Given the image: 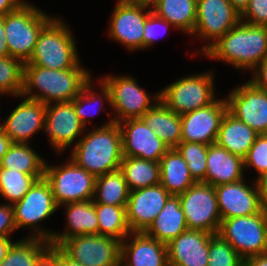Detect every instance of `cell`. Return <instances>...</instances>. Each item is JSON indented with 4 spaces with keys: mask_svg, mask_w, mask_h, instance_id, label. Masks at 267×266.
<instances>
[{
    "mask_svg": "<svg viewBox=\"0 0 267 266\" xmlns=\"http://www.w3.org/2000/svg\"><path fill=\"white\" fill-rule=\"evenodd\" d=\"M140 119L169 148H175L181 142V115L171 111L160 100Z\"/></svg>",
    "mask_w": 267,
    "mask_h": 266,
    "instance_id": "obj_29",
    "label": "cell"
},
{
    "mask_svg": "<svg viewBox=\"0 0 267 266\" xmlns=\"http://www.w3.org/2000/svg\"><path fill=\"white\" fill-rule=\"evenodd\" d=\"M17 230L14 222V208L12 204L0 205V237H10L11 232Z\"/></svg>",
    "mask_w": 267,
    "mask_h": 266,
    "instance_id": "obj_44",
    "label": "cell"
},
{
    "mask_svg": "<svg viewBox=\"0 0 267 266\" xmlns=\"http://www.w3.org/2000/svg\"><path fill=\"white\" fill-rule=\"evenodd\" d=\"M25 0H0V16L15 11Z\"/></svg>",
    "mask_w": 267,
    "mask_h": 266,
    "instance_id": "obj_47",
    "label": "cell"
},
{
    "mask_svg": "<svg viewBox=\"0 0 267 266\" xmlns=\"http://www.w3.org/2000/svg\"><path fill=\"white\" fill-rule=\"evenodd\" d=\"M64 207H66V229L62 233L54 232L50 245L58 247L65 239L77 235H99L98 218L92 200L71 202Z\"/></svg>",
    "mask_w": 267,
    "mask_h": 266,
    "instance_id": "obj_25",
    "label": "cell"
},
{
    "mask_svg": "<svg viewBox=\"0 0 267 266\" xmlns=\"http://www.w3.org/2000/svg\"><path fill=\"white\" fill-rule=\"evenodd\" d=\"M110 119L75 141L69 157L96 178L120 169L123 159L121 131L114 118Z\"/></svg>",
    "mask_w": 267,
    "mask_h": 266,
    "instance_id": "obj_2",
    "label": "cell"
},
{
    "mask_svg": "<svg viewBox=\"0 0 267 266\" xmlns=\"http://www.w3.org/2000/svg\"><path fill=\"white\" fill-rule=\"evenodd\" d=\"M21 103L11 111L0 128L9 136L12 143L29 144L38 131H44L46 104L23 97Z\"/></svg>",
    "mask_w": 267,
    "mask_h": 266,
    "instance_id": "obj_21",
    "label": "cell"
},
{
    "mask_svg": "<svg viewBox=\"0 0 267 266\" xmlns=\"http://www.w3.org/2000/svg\"><path fill=\"white\" fill-rule=\"evenodd\" d=\"M12 144L9 136L0 128V163Z\"/></svg>",
    "mask_w": 267,
    "mask_h": 266,
    "instance_id": "obj_51",
    "label": "cell"
},
{
    "mask_svg": "<svg viewBox=\"0 0 267 266\" xmlns=\"http://www.w3.org/2000/svg\"><path fill=\"white\" fill-rule=\"evenodd\" d=\"M264 205L267 207V171L255 179Z\"/></svg>",
    "mask_w": 267,
    "mask_h": 266,
    "instance_id": "obj_49",
    "label": "cell"
},
{
    "mask_svg": "<svg viewBox=\"0 0 267 266\" xmlns=\"http://www.w3.org/2000/svg\"><path fill=\"white\" fill-rule=\"evenodd\" d=\"M243 266H267V253L244 259Z\"/></svg>",
    "mask_w": 267,
    "mask_h": 266,
    "instance_id": "obj_50",
    "label": "cell"
},
{
    "mask_svg": "<svg viewBox=\"0 0 267 266\" xmlns=\"http://www.w3.org/2000/svg\"><path fill=\"white\" fill-rule=\"evenodd\" d=\"M52 18L27 1L6 14L5 34L9 56L27 62L33 54L40 32Z\"/></svg>",
    "mask_w": 267,
    "mask_h": 266,
    "instance_id": "obj_5",
    "label": "cell"
},
{
    "mask_svg": "<svg viewBox=\"0 0 267 266\" xmlns=\"http://www.w3.org/2000/svg\"><path fill=\"white\" fill-rule=\"evenodd\" d=\"M85 126L74 109L73 101L46 105L44 132L51 146L61 153L72 147L75 139L83 134Z\"/></svg>",
    "mask_w": 267,
    "mask_h": 266,
    "instance_id": "obj_17",
    "label": "cell"
},
{
    "mask_svg": "<svg viewBox=\"0 0 267 266\" xmlns=\"http://www.w3.org/2000/svg\"><path fill=\"white\" fill-rule=\"evenodd\" d=\"M130 190L123 172L118 169L95 180L93 202L113 206H127Z\"/></svg>",
    "mask_w": 267,
    "mask_h": 266,
    "instance_id": "obj_33",
    "label": "cell"
},
{
    "mask_svg": "<svg viewBox=\"0 0 267 266\" xmlns=\"http://www.w3.org/2000/svg\"><path fill=\"white\" fill-rule=\"evenodd\" d=\"M178 196L188 230H200L215 235L218 233L221 215L214 186L196 182Z\"/></svg>",
    "mask_w": 267,
    "mask_h": 266,
    "instance_id": "obj_11",
    "label": "cell"
},
{
    "mask_svg": "<svg viewBox=\"0 0 267 266\" xmlns=\"http://www.w3.org/2000/svg\"><path fill=\"white\" fill-rule=\"evenodd\" d=\"M123 146V157H135L159 162L170 149L140 118L118 123Z\"/></svg>",
    "mask_w": 267,
    "mask_h": 266,
    "instance_id": "obj_18",
    "label": "cell"
},
{
    "mask_svg": "<svg viewBox=\"0 0 267 266\" xmlns=\"http://www.w3.org/2000/svg\"><path fill=\"white\" fill-rule=\"evenodd\" d=\"M49 247L47 240L24 237L11 244L0 266H34Z\"/></svg>",
    "mask_w": 267,
    "mask_h": 266,
    "instance_id": "obj_34",
    "label": "cell"
},
{
    "mask_svg": "<svg viewBox=\"0 0 267 266\" xmlns=\"http://www.w3.org/2000/svg\"><path fill=\"white\" fill-rule=\"evenodd\" d=\"M225 99L231 115L258 134H267V92L248 80L231 90Z\"/></svg>",
    "mask_w": 267,
    "mask_h": 266,
    "instance_id": "obj_14",
    "label": "cell"
},
{
    "mask_svg": "<svg viewBox=\"0 0 267 266\" xmlns=\"http://www.w3.org/2000/svg\"><path fill=\"white\" fill-rule=\"evenodd\" d=\"M188 230L185 214L179 196L171 195L162 211L145 233L166 245L181 233Z\"/></svg>",
    "mask_w": 267,
    "mask_h": 266,
    "instance_id": "obj_26",
    "label": "cell"
},
{
    "mask_svg": "<svg viewBox=\"0 0 267 266\" xmlns=\"http://www.w3.org/2000/svg\"><path fill=\"white\" fill-rule=\"evenodd\" d=\"M99 81L110 92V105L117 113L113 117L115 123L140 118L159 101V92L151 98L132 76L106 75ZM151 99L155 101L154 104Z\"/></svg>",
    "mask_w": 267,
    "mask_h": 266,
    "instance_id": "obj_10",
    "label": "cell"
},
{
    "mask_svg": "<svg viewBox=\"0 0 267 266\" xmlns=\"http://www.w3.org/2000/svg\"><path fill=\"white\" fill-rule=\"evenodd\" d=\"M150 7L119 0L111 15L109 37L129 51L143 49L144 27Z\"/></svg>",
    "mask_w": 267,
    "mask_h": 266,
    "instance_id": "obj_15",
    "label": "cell"
},
{
    "mask_svg": "<svg viewBox=\"0 0 267 266\" xmlns=\"http://www.w3.org/2000/svg\"><path fill=\"white\" fill-rule=\"evenodd\" d=\"M215 234L186 230L167 244L169 266H208L210 240Z\"/></svg>",
    "mask_w": 267,
    "mask_h": 266,
    "instance_id": "obj_22",
    "label": "cell"
},
{
    "mask_svg": "<svg viewBox=\"0 0 267 266\" xmlns=\"http://www.w3.org/2000/svg\"><path fill=\"white\" fill-rule=\"evenodd\" d=\"M258 135L255 130L227 111L222 119L216 143L244 159Z\"/></svg>",
    "mask_w": 267,
    "mask_h": 266,
    "instance_id": "obj_27",
    "label": "cell"
},
{
    "mask_svg": "<svg viewBox=\"0 0 267 266\" xmlns=\"http://www.w3.org/2000/svg\"><path fill=\"white\" fill-rule=\"evenodd\" d=\"M38 179L20 171L0 168V197L14 204L20 201Z\"/></svg>",
    "mask_w": 267,
    "mask_h": 266,
    "instance_id": "obj_36",
    "label": "cell"
},
{
    "mask_svg": "<svg viewBox=\"0 0 267 266\" xmlns=\"http://www.w3.org/2000/svg\"><path fill=\"white\" fill-rule=\"evenodd\" d=\"M13 208L17 229L28 227L32 229L29 237L51 242L54 231H46L38 224L54 214L59 207L55 203L51 186L44 177L37 180L24 197L13 204Z\"/></svg>",
    "mask_w": 267,
    "mask_h": 266,
    "instance_id": "obj_8",
    "label": "cell"
},
{
    "mask_svg": "<svg viewBox=\"0 0 267 266\" xmlns=\"http://www.w3.org/2000/svg\"><path fill=\"white\" fill-rule=\"evenodd\" d=\"M253 167L258 177L267 171V134H259L244 158V168Z\"/></svg>",
    "mask_w": 267,
    "mask_h": 266,
    "instance_id": "obj_41",
    "label": "cell"
},
{
    "mask_svg": "<svg viewBox=\"0 0 267 266\" xmlns=\"http://www.w3.org/2000/svg\"><path fill=\"white\" fill-rule=\"evenodd\" d=\"M160 184L174 196L183 194L196 181L192 178L187 162L176 148H170L160 159Z\"/></svg>",
    "mask_w": 267,
    "mask_h": 266,
    "instance_id": "obj_28",
    "label": "cell"
},
{
    "mask_svg": "<svg viewBox=\"0 0 267 266\" xmlns=\"http://www.w3.org/2000/svg\"><path fill=\"white\" fill-rule=\"evenodd\" d=\"M24 62L18 58L0 57V94L21 98Z\"/></svg>",
    "mask_w": 267,
    "mask_h": 266,
    "instance_id": "obj_38",
    "label": "cell"
},
{
    "mask_svg": "<svg viewBox=\"0 0 267 266\" xmlns=\"http://www.w3.org/2000/svg\"><path fill=\"white\" fill-rule=\"evenodd\" d=\"M9 56V48L6 43L5 16H0V57Z\"/></svg>",
    "mask_w": 267,
    "mask_h": 266,
    "instance_id": "obj_48",
    "label": "cell"
},
{
    "mask_svg": "<svg viewBox=\"0 0 267 266\" xmlns=\"http://www.w3.org/2000/svg\"><path fill=\"white\" fill-rule=\"evenodd\" d=\"M170 196L161 184L130 191L126 206V221L130 231L145 232Z\"/></svg>",
    "mask_w": 267,
    "mask_h": 266,
    "instance_id": "obj_20",
    "label": "cell"
},
{
    "mask_svg": "<svg viewBox=\"0 0 267 266\" xmlns=\"http://www.w3.org/2000/svg\"><path fill=\"white\" fill-rule=\"evenodd\" d=\"M246 258L267 253V207L260 213L221 220L217 233Z\"/></svg>",
    "mask_w": 267,
    "mask_h": 266,
    "instance_id": "obj_6",
    "label": "cell"
},
{
    "mask_svg": "<svg viewBox=\"0 0 267 266\" xmlns=\"http://www.w3.org/2000/svg\"><path fill=\"white\" fill-rule=\"evenodd\" d=\"M58 248L83 266H120L121 241L103 235H77Z\"/></svg>",
    "mask_w": 267,
    "mask_h": 266,
    "instance_id": "obj_12",
    "label": "cell"
},
{
    "mask_svg": "<svg viewBox=\"0 0 267 266\" xmlns=\"http://www.w3.org/2000/svg\"><path fill=\"white\" fill-rule=\"evenodd\" d=\"M130 234L121 242L120 266H169L165 243L145 232ZM128 237L132 238L130 242Z\"/></svg>",
    "mask_w": 267,
    "mask_h": 266,
    "instance_id": "obj_23",
    "label": "cell"
},
{
    "mask_svg": "<svg viewBox=\"0 0 267 266\" xmlns=\"http://www.w3.org/2000/svg\"><path fill=\"white\" fill-rule=\"evenodd\" d=\"M175 148L187 162L192 178L203 182L206 178L208 145L181 141Z\"/></svg>",
    "mask_w": 267,
    "mask_h": 266,
    "instance_id": "obj_39",
    "label": "cell"
},
{
    "mask_svg": "<svg viewBox=\"0 0 267 266\" xmlns=\"http://www.w3.org/2000/svg\"><path fill=\"white\" fill-rule=\"evenodd\" d=\"M196 6L197 0H157L151 9L174 28L192 35L196 23Z\"/></svg>",
    "mask_w": 267,
    "mask_h": 266,
    "instance_id": "obj_30",
    "label": "cell"
},
{
    "mask_svg": "<svg viewBox=\"0 0 267 266\" xmlns=\"http://www.w3.org/2000/svg\"><path fill=\"white\" fill-rule=\"evenodd\" d=\"M98 83H100V94L97 92H94V89H92L94 82H92V79H90L82 88L78 96L73 100L74 109L76 111L77 116L79 117L82 124L87 128L88 122L89 124L92 122L89 120V117L94 115L92 112L96 111V114L101 111L103 106V100L106 99V102L110 105V92L108 88L105 86V84L98 80ZM98 95V96H97ZM97 103H100V108H95V111L92 110V107L94 108ZM95 104V105H94ZM92 106V107H91ZM92 110V111H91ZM91 111V112H90Z\"/></svg>",
    "mask_w": 267,
    "mask_h": 266,
    "instance_id": "obj_37",
    "label": "cell"
},
{
    "mask_svg": "<svg viewBox=\"0 0 267 266\" xmlns=\"http://www.w3.org/2000/svg\"><path fill=\"white\" fill-rule=\"evenodd\" d=\"M241 21V14L229 0H197L196 23L192 35L209 40L202 55L225 33Z\"/></svg>",
    "mask_w": 267,
    "mask_h": 266,
    "instance_id": "obj_13",
    "label": "cell"
},
{
    "mask_svg": "<svg viewBox=\"0 0 267 266\" xmlns=\"http://www.w3.org/2000/svg\"><path fill=\"white\" fill-rule=\"evenodd\" d=\"M45 164L44 178L49 182L58 207L71 202L93 200L96 177L71 158L63 165Z\"/></svg>",
    "mask_w": 267,
    "mask_h": 266,
    "instance_id": "obj_9",
    "label": "cell"
},
{
    "mask_svg": "<svg viewBox=\"0 0 267 266\" xmlns=\"http://www.w3.org/2000/svg\"><path fill=\"white\" fill-rule=\"evenodd\" d=\"M203 56L229 63L239 70L253 71L267 58V26L240 21Z\"/></svg>",
    "mask_w": 267,
    "mask_h": 266,
    "instance_id": "obj_3",
    "label": "cell"
},
{
    "mask_svg": "<svg viewBox=\"0 0 267 266\" xmlns=\"http://www.w3.org/2000/svg\"><path fill=\"white\" fill-rule=\"evenodd\" d=\"M46 162L28 144L13 143L4 155L0 168L18 170L33 175L38 180L44 177Z\"/></svg>",
    "mask_w": 267,
    "mask_h": 266,
    "instance_id": "obj_31",
    "label": "cell"
},
{
    "mask_svg": "<svg viewBox=\"0 0 267 266\" xmlns=\"http://www.w3.org/2000/svg\"><path fill=\"white\" fill-rule=\"evenodd\" d=\"M49 69H71L79 63L75 39L61 18L53 17L40 32L30 59L25 62Z\"/></svg>",
    "mask_w": 267,
    "mask_h": 266,
    "instance_id": "obj_4",
    "label": "cell"
},
{
    "mask_svg": "<svg viewBox=\"0 0 267 266\" xmlns=\"http://www.w3.org/2000/svg\"><path fill=\"white\" fill-rule=\"evenodd\" d=\"M91 78L89 71L80 63L74 68L64 70L25 63L21 97L40 101L46 105L53 102H70L78 96ZM37 89L39 92H34Z\"/></svg>",
    "mask_w": 267,
    "mask_h": 266,
    "instance_id": "obj_1",
    "label": "cell"
},
{
    "mask_svg": "<svg viewBox=\"0 0 267 266\" xmlns=\"http://www.w3.org/2000/svg\"><path fill=\"white\" fill-rule=\"evenodd\" d=\"M53 265V245H50L48 251L37 261L34 266H52Z\"/></svg>",
    "mask_w": 267,
    "mask_h": 266,
    "instance_id": "obj_52",
    "label": "cell"
},
{
    "mask_svg": "<svg viewBox=\"0 0 267 266\" xmlns=\"http://www.w3.org/2000/svg\"><path fill=\"white\" fill-rule=\"evenodd\" d=\"M169 27L174 28L168 21L158 17L154 12H151L147 17L144 27L143 49L149 48L157 41L159 34H161L160 29L165 33Z\"/></svg>",
    "mask_w": 267,
    "mask_h": 266,
    "instance_id": "obj_42",
    "label": "cell"
},
{
    "mask_svg": "<svg viewBox=\"0 0 267 266\" xmlns=\"http://www.w3.org/2000/svg\"><path fill=\"white\" fill-rule=\"evenodd\" d=\"M122 1L152 7L156 3L157 0H122Z\"/></svg>",
    "mask_w": 267,
    "mask_h": 266,
    "instance_id": "obj_55",
    "label": "cell"
},
{
    "mask_svg": "<svg viewBox=\"0 0 267 266\" xmlns=\"http://www.w3.org/2000/svg\"><path fill=\"white\" fill-rule=\"evenodd\" d=\"M241 21L252 25L267 26V0H250L241 13Z\"/></svg>",
    "mask_w": 267,
    "mask_h": 266,
    "instance_id": "obj_43",
    "label": "cell"
},
{
    "mask_svg": "<svg viewBox=\"0 0 267 266\" xmlns=\"http://www.w3.org/2000/svg\"><path fill=\"white\" fill-rule=\"evenodd\" d=\"M10 239V237H0V264L3 262L9 247L13 243Z\"/></svg>",
    "mask_w": 267,
    "mask_h": 266,
    "instance_id": "obj_53",
    "label": "cell"
},
{
    "mask_svg": "<svg viewBox=\"0 0 267 266\" xmlns=\"http://www.w3.org/2000/svg\"><path fill=\"white\" fill-rule=\"evenodd\" d=\"M244 159L230 153L217 143L208 145L206 178L214 187L244 179Z\"/></svg>",
    "mask_w": 267,
    "mask_h": 266,
    "instance_id": "obj_24",
    "label": "cell"
},
{
    "mask_svg": "<svg viewBox=\"0 0 267 266\" xmlns=\"http://www.w3.org/2000/svg\"><path fill=\"white\" fill-rule=\"evenodd\" d=\"M99 235L108 236L121 242L131 233L126 221V206L95 203Z\"/></svg>",
    "mask_w": 267,
    "mask_h": 266,
    "instance_id": "obj_35",
    "label": "cell"
},
{
    "mask_svg": "<svg viewBox=\"0 0 267 266\" xmlns=\"http://www.w3.org/2000/svg\"><path fill=\"white\" fill-rule=\"evenodd\" d=\"M227 102L216 99L213 103L181 115V141L214 144L226 112Z\"/></svg>",
    "mask_w": 267,
    "mask_h": 266,
    "instance_id": "obj_16",
    "label": "cell"
},
{
    "mask_svg": "<svg viewBox=\"0 0 267 266\" xmlns=\"http://www.w3.org/2000/svg\"><path fill=\"white\" fill-rule=\"evenodd\" d=\"M248 186L244 179L218 185L215 188L221 220L260 213L266 206L258 191L256 181Z\"/></svg>",
    "mask_w": 267,
    "mask_h": 266,
    "instance_id": "obj_19",
    "label": "cell"
},
{
    "mask_svg": "<svg viewBox=\"0 0 267 266\" xmlns=\"http://www.w3.org/2000/svg\"><path fill=\"white\" fill-rule=\"evenodd\" d=\"M213 76L207 71L180 78L159 91V100L178 115L205 107L216 100Z\"/></svg>",
    "mask_w": 267,
    "mask_h": 266,
    "instance_id": "obj_7",
    "label": "cell"
},
{
    "mask_svg": "<svg viewBox=\"0 0 267 266\" xmlns=\"http://www.w3.org/2000/svg\"><path fill=\"white\" fill-rule=\"evenodd\" d=\"M120 170L130 191L160 184L159 162L123 157Z\"/></svg>",
    "mask_w": 267,
    "mask_h": 266,
    "instance_id": "obj_32",
    "label": "cell"
},
{
    "mask_svg": "<svg viewBox=\"0 0 267 266\" xmlns=\"http://www.w3.org/2000/svg\"><path fill=\"white\" fill-rule=\"evenodd\" d=\"M208 266H243V259L230 243L218 234L210 240Z\"/></svg>",
    "mask_w": 267,
    "mask_h": 266,
    "instance_id": "obj_40",
    "label": "cell"
},
{
    "mask_svg": "<svg viewBox=\"0 0 267 266\" xmlns=\"http://www.w3.org/2000/svg\"><path fill=\"white\" fill-rule=\"evenodd\" d=\"M53 264L55 266H83L66 256L57 246H53Z\"/></svg>",
    "mask_w": 267,
    "mask_h": 266,
    "instance_id": "obj_46",
    "label": "cell"
},
{
    "mask_svg": "<svg viewBox=\"0 0 267 266\" xmlns=\"http://www.w3.org/2000/svg\"><path fill=\"white\" fill-rule=\"evenodd\" d=\"M233 7L241 14L248 6L250 0H229Z\"/></svg>",
    "mask_w": 267,
    "mask_h": 266,
    "instance_id": "obj_54",
    "label": "cell"
},
{
    "mask_svg": "<svg viewBox=\"0 0 267 266\" xmlns=\"http://www.w3.org/2000/svg\"><path fill=\"white\" fill-rule=\"evenodd\" d=\"M251 81L257 88L267 92V58H265L254 70Z\"/></svg>",
    "mask_w": 267,
    "mask_h": 266,
    "instance_id": "obj_45",
    "label": "cell"
}]
</instances>
